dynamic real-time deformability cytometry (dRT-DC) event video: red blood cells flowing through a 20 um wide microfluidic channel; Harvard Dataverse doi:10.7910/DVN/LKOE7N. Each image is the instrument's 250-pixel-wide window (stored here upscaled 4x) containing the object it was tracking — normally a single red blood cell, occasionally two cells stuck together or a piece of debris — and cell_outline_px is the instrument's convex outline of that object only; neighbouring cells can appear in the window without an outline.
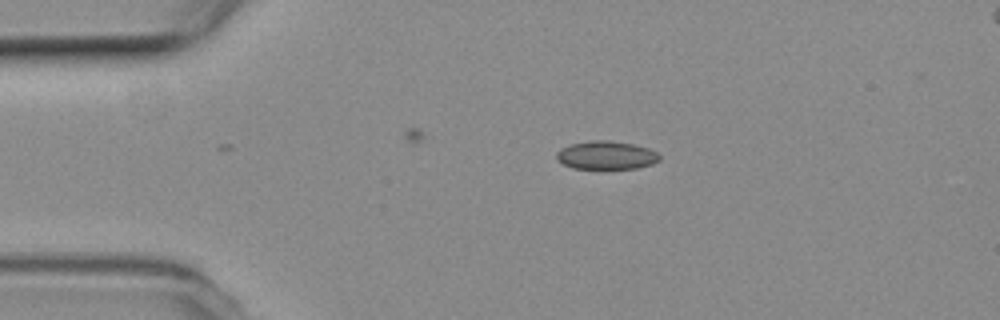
{"species": "common noctule bat (a hibernating species)", "species_latin": "Nyctalus noctula", "temperature_condition": "room temperature", "stored_images_in_passage": 11, "camera_frame_rate_fps": 3000, "um_per_image_px": 0.085, "animal": {"sex": "female", "body_mass_g": 19.3, "forearm_length_mm": 54.1}, "frame": {"image": 1, "passage_image": 1, "time_ms": 0.0, "image_size_px": [1000, 320], "cell_outline_px": [[660, 160], [652, 164], [636, 168], [572, 168], [556, 160], [556, 152], [560, 148], [568, 144], [588, 140], [612, 140], [632, 144], [648, 148], [656, 152], [660, 156]], "centroid_in_image_um": [51.49, 13.18], "position_along_channel_um": 33.5, "area_um2": 17.11}}
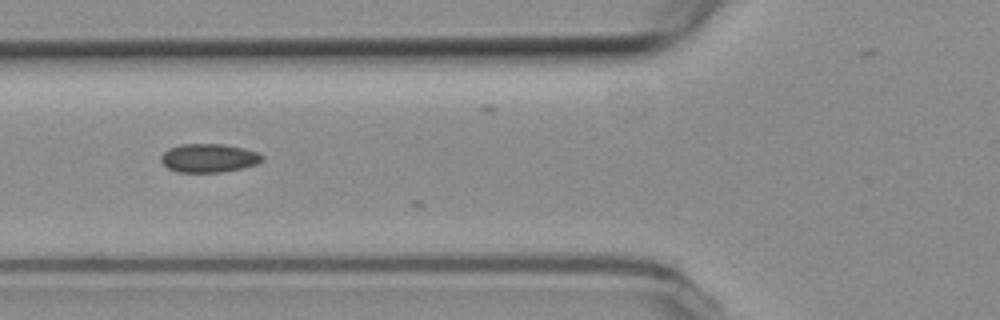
{"frame": {"image": 2, "passage_image": 10, "time_ms": 3.0, "image_size_px": [1000, 320], "cell_outline_px": [[264, 160], [256, 164], [244, 168], [220, 172], [176, 172], [168, 168], [160, 160], [160, 156], [168, 148], [180, 144], [224, 144], [244, 148], [260, 152], [264, 156]], "centroid_in_image_um": [17.77, 13.43], "position_along_channel_um": 108.0, "area_um2": 17.11}}